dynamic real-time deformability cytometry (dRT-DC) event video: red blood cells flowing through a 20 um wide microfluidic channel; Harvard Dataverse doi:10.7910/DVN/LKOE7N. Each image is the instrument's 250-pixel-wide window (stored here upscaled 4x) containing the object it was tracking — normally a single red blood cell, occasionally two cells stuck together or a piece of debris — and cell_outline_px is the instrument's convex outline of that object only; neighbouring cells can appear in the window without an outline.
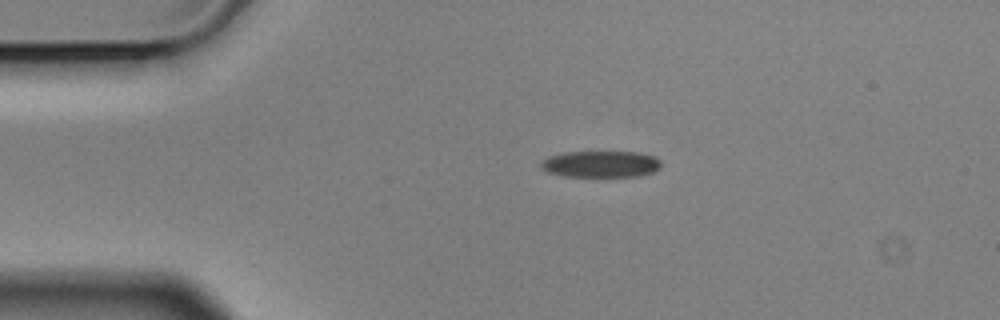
{"species": "Egyptian fruit bat (a non-hibernating species)", "species_latin": "Rousettus aegyptiacus", "temperature_condition": "cold", "stored_images_in_passage": 3, "camera_frame_rate_fps": 3000, "um_per_image_px": 0.085, "animal": {"sex": "male"}, "frame": {"image": 1, "passage_image": 2, "time_ms": 0.333, "image_size_px": [1000, 320], "cell_outline_px": [[660, 168], [652, 172], [640, 176], [564, 176], [548, 172], [540, 168], [540, 164], [548, 156], [564, 152], [640, 152], [652, 156], [660, 160]], "centroid_in_image_um": [51.05, 13.94], "position_along_channel_um": 33.9, "area_um2": 18.5}}